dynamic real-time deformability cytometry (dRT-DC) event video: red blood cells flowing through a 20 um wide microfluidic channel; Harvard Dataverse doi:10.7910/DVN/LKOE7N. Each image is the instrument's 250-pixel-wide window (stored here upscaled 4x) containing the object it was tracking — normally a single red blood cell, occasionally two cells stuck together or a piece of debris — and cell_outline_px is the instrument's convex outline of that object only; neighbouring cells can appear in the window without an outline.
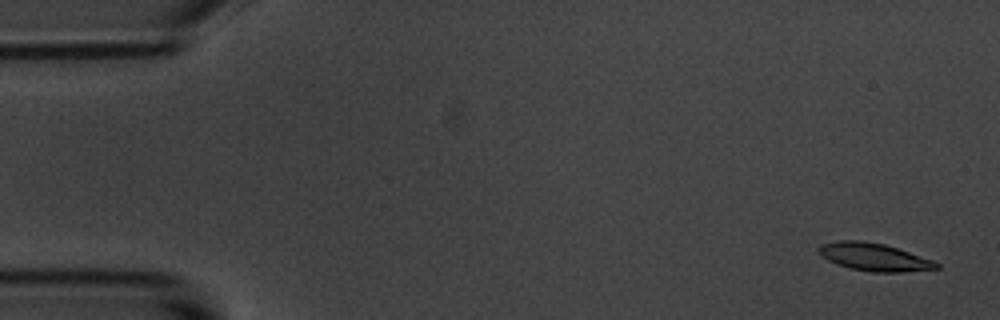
{"species": "common noctule bat (a hibernating species)", "species_latin": "Nyctalus noctula", "temperature_condition": "room temperature", "stored_images_in_passage": 5, "camera_frame_rate_fps": 3000, "um_per_image_px": 0.085, "animal": {"sex": "male", "body_mass_g": 20.1, "forearm_length_mm": 53.5}, "frame": {"image": 1, "passage_image": 1, "time_ms": 0.0, "image_size_px": [1000, 320], "cell_outline_px": [[940, 268], [900, 272], [872, 272], [848, 268], [836, 264], [820, 256], [816, 248], [820, 244], [840, 240], [860, 240], [884, 244], [932, 260], [940, 264]], "centroid_in_image_um": [74.22, 21.84], "position_along_channel_um": 10.8, "area_um2": 19.02}}
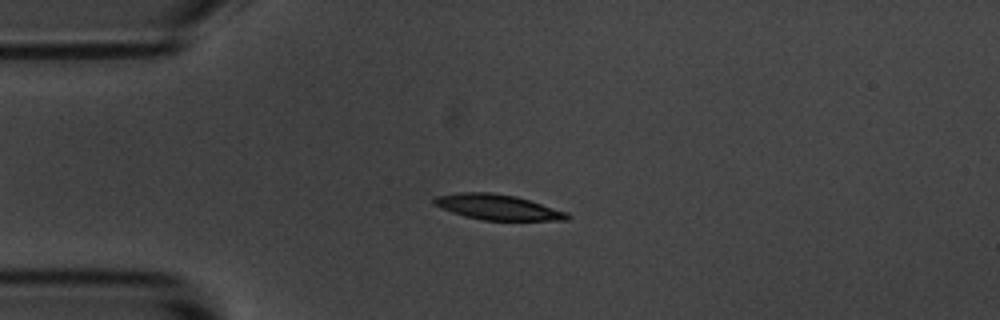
{"frame": {"image": 2, "passage_image": 4, "time_ms": 3.667, "image_size_px": [1000, 320], "cell_outline_px": [[572, 216], [568, 220], [484, 220], [464, 216], [452, 212], [432, 204], [432, 200], [436, 196], [456, 192], [488, 192], [516, 196], [568, 212]], "centroid_in_image_um": [42.29, 17.6], "position_along_channel_um": 42.7, "area_um2": 19.71}}